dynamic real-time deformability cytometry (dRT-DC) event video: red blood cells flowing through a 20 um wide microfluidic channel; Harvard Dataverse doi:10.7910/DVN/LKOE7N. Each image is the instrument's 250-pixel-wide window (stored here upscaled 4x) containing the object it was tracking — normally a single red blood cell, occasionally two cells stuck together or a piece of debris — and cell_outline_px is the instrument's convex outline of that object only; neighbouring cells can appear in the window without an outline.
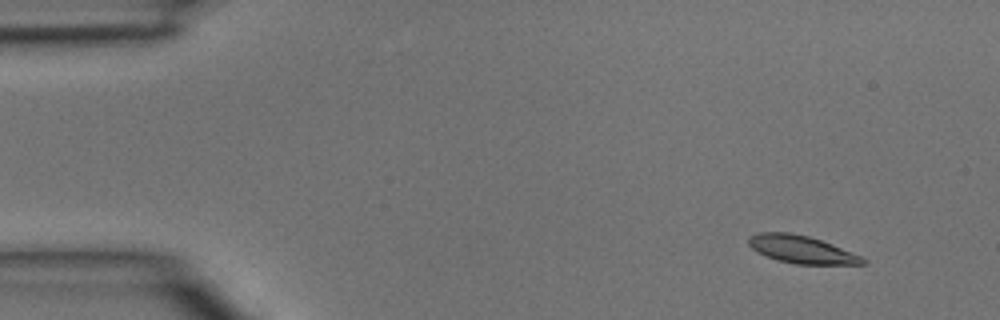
{"species": "common noctule bat (a hibernating species)", "species_latin": "Nyctalus noctula", "temperature_condition": "room temperature", "stored_images_in_passage": 4, "camera_frame_rate_fps": 3000, "um_per_image_px": 0.085, "animal": {"sex": "male", "body_mass_g": 15.6}, "frame": {"image": 1, "passage_image": 1, "time_ms": 0.0, "image_size_px": [1000, 320], "cell_outline_px": [[868, 264], [796, 264], [780, 260], [756, 252], [748, 244], [748, 236], [760, 232], [788, 232], [808, 236], [832, 244], [860, 256], [868, 260]], "centroid_in_image_um": [68.12, 21.2], "position_along_channel_um": 16.9, "area_um2": 18.21}}